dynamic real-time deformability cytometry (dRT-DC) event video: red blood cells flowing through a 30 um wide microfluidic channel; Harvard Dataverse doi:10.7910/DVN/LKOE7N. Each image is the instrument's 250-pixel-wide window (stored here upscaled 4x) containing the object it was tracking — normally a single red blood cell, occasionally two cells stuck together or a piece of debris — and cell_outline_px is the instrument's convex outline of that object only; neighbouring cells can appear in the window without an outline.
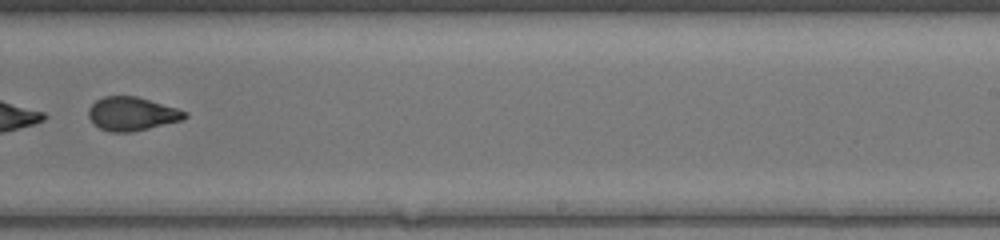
{"species": "common noctule bat (a hibernating species)", "species_latin": "Nyctalus noctula", "temperature_condition": "warm", "stored_images_in_passage": 21, "camera_frame_rate_fps": 3000, "um_per_image_px": 0.085, "animal": {"sex": "female", "body_mass_g": 17.0, "forearm_length_mm": 48.0}, "frame": {"image": 1, "passage_image": 15, "time_ms": 4.667, "image_size_px": [1000, 240], "cell_outline_px": [[188, 116], [184, 120], [148, 128], [128, 132], [112, 132], [100, 128], [92, 124], [88, 116], [88, 108], [96, 100], [104, 96], [136, 96], [176, 108], [188, 112]], "centroid_in_image_um": [11.2, 9.67], "position_along_channel_um": 277.8, "area_um2": 18.84}}